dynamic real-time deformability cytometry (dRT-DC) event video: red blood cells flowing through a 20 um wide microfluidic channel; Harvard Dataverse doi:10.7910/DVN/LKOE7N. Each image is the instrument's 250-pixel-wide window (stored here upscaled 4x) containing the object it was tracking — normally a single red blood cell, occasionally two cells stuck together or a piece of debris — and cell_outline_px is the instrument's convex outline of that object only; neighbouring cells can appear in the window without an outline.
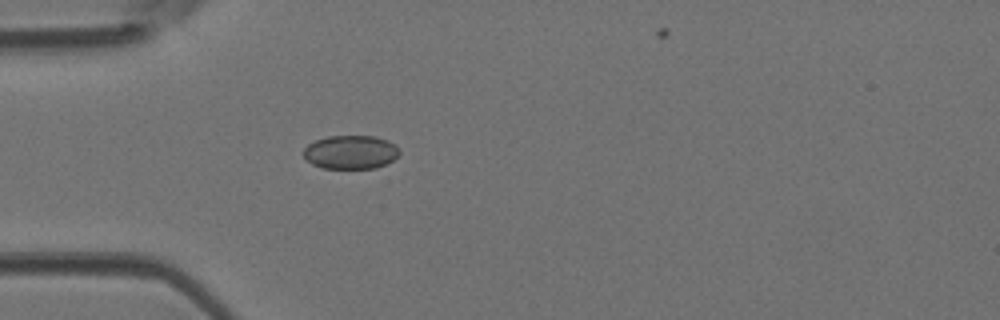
{"species": "Egyptian fruit bat (a non-hibernating species)", "species_latin": "Rousettus aegyptiacus", "temperature_condition": "room temperature", "stored_images_in_passage": 29, "camera_frame_rate_fps": 3000, "um_per_image_px": 0.085, "animal": {"sex": "female"}, "frame": {"image": 1, "passage_image": 1, "time_ms": 0.0, "image_size_px": [1000, 320], "cell_outline_px": [[400, 152], [392, 160], [376, 168], [324, 168], [312, 164], [304, 156], [304, 148], [308, 144], [316, 140], [328, 136], [376, 136], [388, 140], [396, 144], [400, 148]], "centroid_in_image_um": [29.83, 12.92], "position_along_channel_um": 55.2, "area_um2": 18.79}}
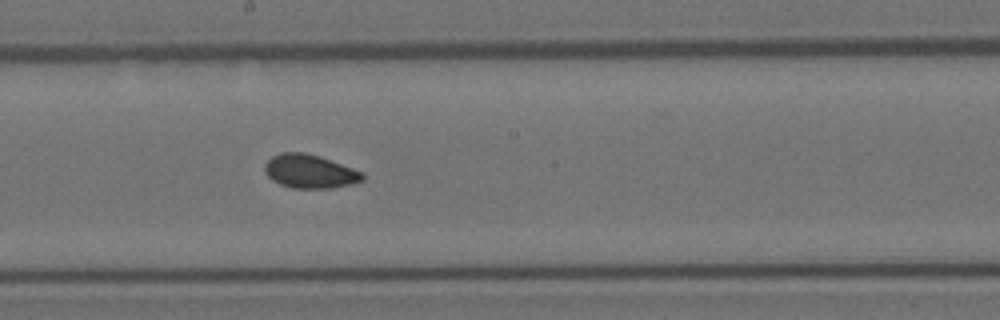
{"frame": {"image": 2, "passage_image": 13, "time_ms": 4.0, "image_size_px": [1000, 320], "cell_outline_px": [[364, 180], [352, 184], [332, 188], [292, 188], [280, 184], [272, 180], [264, 172], [264, 164], [272, 156], [280, 152], [304, 152], [320, 156], [364, 172]], "centroid_in_image_um": [26.33, 14.56], "position_along_channel_um": 221.9, "area_um2": 19.36}}
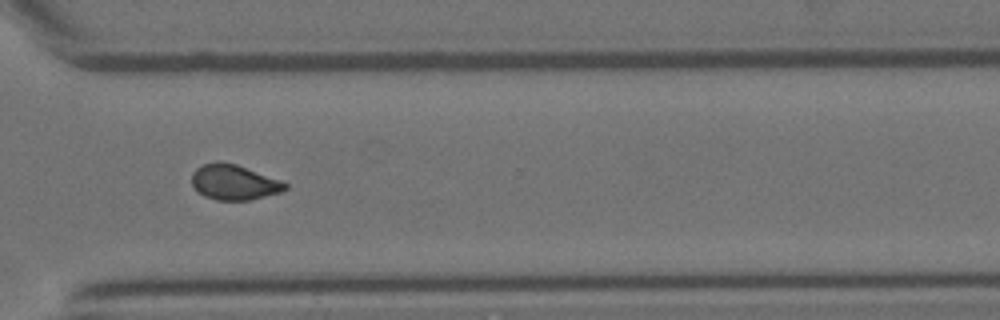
{"frame": {"image": 3, "passage_image": 22, "time_ms": 7.0, "image_size_px": [1000, 320], "cell_outline_px": [[288, 188], [280, 192], [252, 200], [216, 200], [204, 196], [192, 184], [192, 172], [196, 168], [204, 164], [236, 164], [280, 180], [288, 184]], "centroid_in_image_um": [19.92, 15.53], "position_along_channel_um": 350.7, "area_um2": 18.67}}